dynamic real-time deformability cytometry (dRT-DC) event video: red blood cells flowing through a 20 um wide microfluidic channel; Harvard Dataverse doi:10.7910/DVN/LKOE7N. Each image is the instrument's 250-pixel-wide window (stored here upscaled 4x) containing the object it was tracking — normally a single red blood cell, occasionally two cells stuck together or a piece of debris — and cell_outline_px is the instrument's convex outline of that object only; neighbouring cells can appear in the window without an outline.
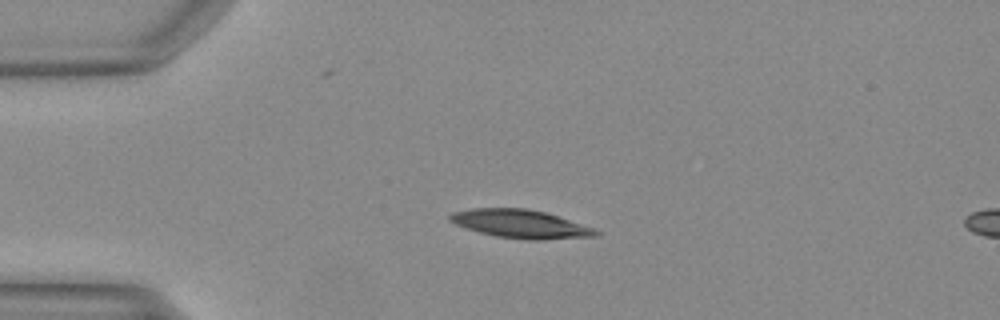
{"species": "Egyptian fruit bat (a non-hibernating species)", "species_latin": "Rousettus aegyptiacus", "temperature_condition": "warm", "stored_images_in_passage": 16, "camera_frame_rate_fps": 3000, "um_per_image_px": 0.085, "animal": {"sex": "female"}, "frame": {"image": 1, "passage_image": 12, "time_ms": 3.667, "image_size_px": [1000, 320], "cell_outline_px": [[600, 232], [596, 236], [540, 240], [536, 240], [496, 236], [480, 232], [456, 224], [448, 220], [448, 216], [452, 212], [476, 208], [524, 208], [544, 212], [592, 228]], "centroid_in_image_um": [44.2, 19.03], "position_along_channel_um": 40.8, "area_um2": 23.52}}